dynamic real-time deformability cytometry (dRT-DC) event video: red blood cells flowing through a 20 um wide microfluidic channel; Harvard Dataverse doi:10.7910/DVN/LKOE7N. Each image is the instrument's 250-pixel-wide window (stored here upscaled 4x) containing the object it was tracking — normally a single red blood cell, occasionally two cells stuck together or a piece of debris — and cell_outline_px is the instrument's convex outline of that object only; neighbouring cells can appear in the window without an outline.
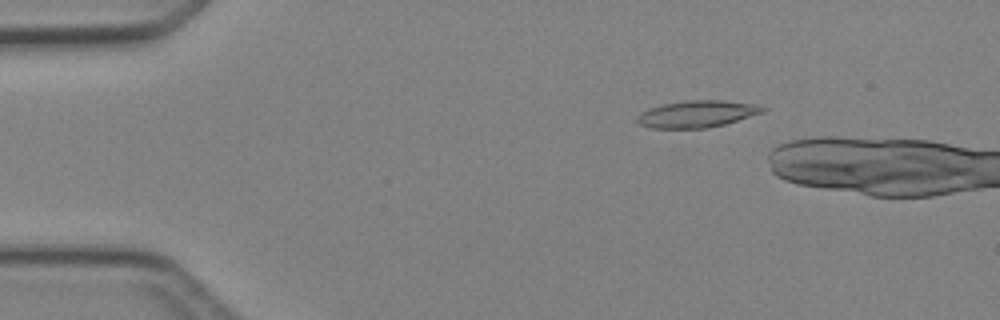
{"species": "Egyptian fruit bat (a non-hibernating species)", "species_latin": "Rousettus aegyptiacus", "temperature_condition": "cold", "stored_images_in_passage": 3, "camera_frame_rate_fps": 3000, "um_per_image_px": 0.085, "animal": {"sex": "female"}, "frame": {"image": 1, "passage_image": 2, "time_ms": 2.0, "image_size_px": [1000, 320], "cell_outline_px": [[768, 108], [764, 112], [724, 124], [708, 128], [652, 128], [640, 124], [636, 120], [636, 116], [648, 108], [664, 104], [688, 100], [724, 100], [760, 104]], "centroid_in_image_um": [59.29, 9.68], "position_along_channel_um": 25.7, "area_um2": 19.77}}